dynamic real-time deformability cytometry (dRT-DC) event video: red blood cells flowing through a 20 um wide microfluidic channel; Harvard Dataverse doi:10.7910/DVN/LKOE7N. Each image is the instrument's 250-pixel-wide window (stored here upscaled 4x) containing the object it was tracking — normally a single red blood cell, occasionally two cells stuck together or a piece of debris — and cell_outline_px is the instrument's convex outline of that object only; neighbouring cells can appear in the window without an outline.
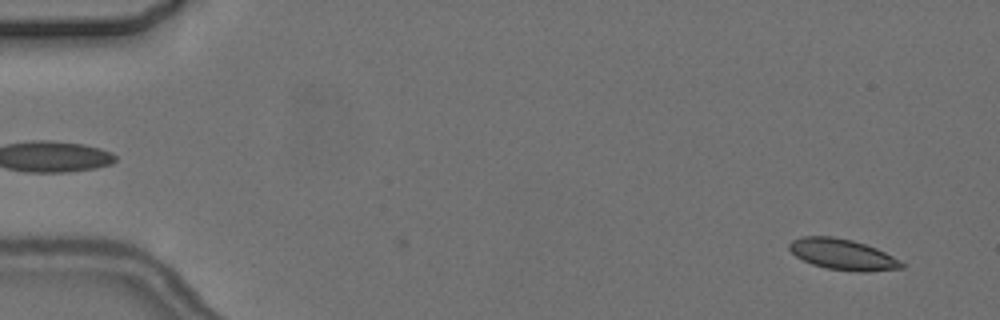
{"species": "common noctule bat (a hibernating species)", "species_latin": "Nyctalus noctula", "temperature_condition": "cold", "stored_images_in_passage": 5, "camera_frame_rate_fps": 3000, "um_per_image_px": 0.085, "animal": {"sex": "female", "body_mass_g": 24.6, "forearm_length_mm": 56.2}, "frame": {"image": 1, "passage_image": 1, "time_ms": 0.0, "image_size_px": [1000, 320], "cell_outline_px": [[904, 268], [868, 272], [856, 272], [828, 268], [812, 264], [796, 256], [788, 248], [788, 244], [792, 240], [804, 236], [832, 236], [852, 240], [876, 248], [900, 260], [904, 264]], "centroid_in_image_um": [71.63, 21.63], "position_along_channel_um": 13.4, "area_um2": 20.11}}
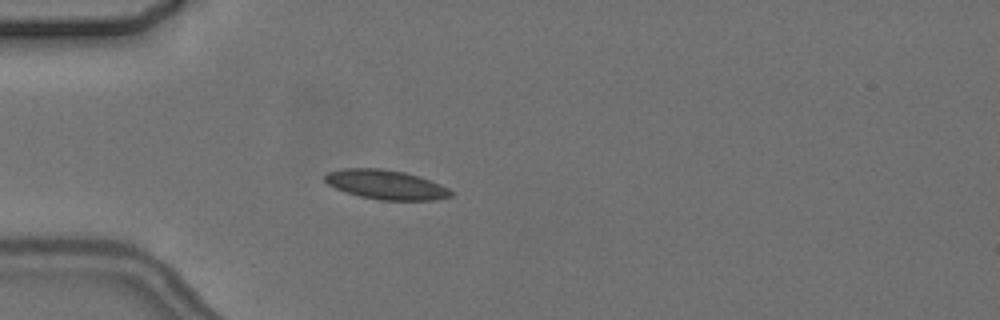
{"frame": {"image": 2, "passage_image": 4, "time_ms": 4.333, "image_size_px": [1000, 320], "cell_outline_px": [[452, 196], [436, 200], [380, 200], [360, 196], [336, 188], [328, 184], [324, 180], [324, 176], [328, 172], [344, 168], [380, 168], [404, 172], [420, 176], [440, 184], [448, 188], [452, 192]], "centroid_in_image_um": [32.82, 15.69], "position_along_channel_um": 52.2, "area_um2": 21.5}}